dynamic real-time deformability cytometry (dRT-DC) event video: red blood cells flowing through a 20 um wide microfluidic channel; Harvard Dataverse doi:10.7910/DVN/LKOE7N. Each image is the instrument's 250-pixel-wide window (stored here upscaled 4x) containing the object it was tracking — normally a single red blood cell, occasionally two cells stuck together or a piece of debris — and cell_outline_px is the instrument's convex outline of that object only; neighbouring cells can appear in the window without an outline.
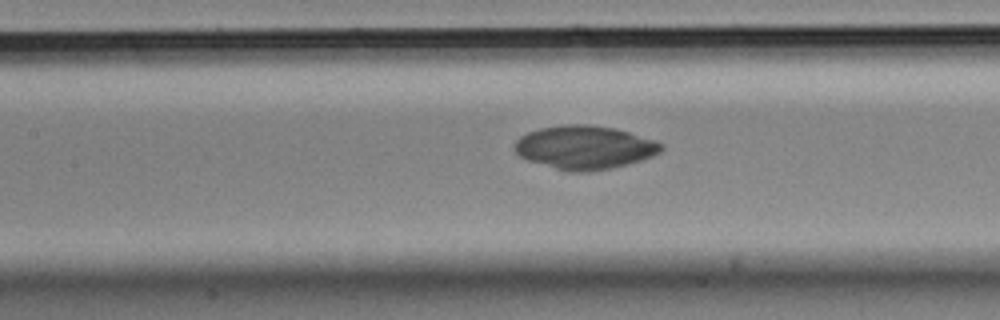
{"species": "Egyptian fruit bat (a non-hibernating species)", "species_latin": "Rousettus aegyptiacus", "temperature_condition": "cold", "stored_images_in_passage": 39, "camera_frame_rate_fps": 3000, "um_per_image_px": 0.085, "animal": {"sex": "male"}, "frame": {"image": 1, "passage_image": 8, "time_ms": 2.333, "image_size_px": [1000, 320], "cell_outline_px": [[664, 148], [660, 152], [652, 156], [640, 160], [612, 168], [588, 172], [568, 172], [528, 160], [520, 156], [516, 152], [516, 140], [520, 136], [528, 132], [540, 128], [564, 124], [584, 124], [616, 128], [656, 140], [664, 144]], "centroid_in_image_um": [49.72, 12.52], "position_along_channel_um": 157.7, "area_um2": 37.17}}
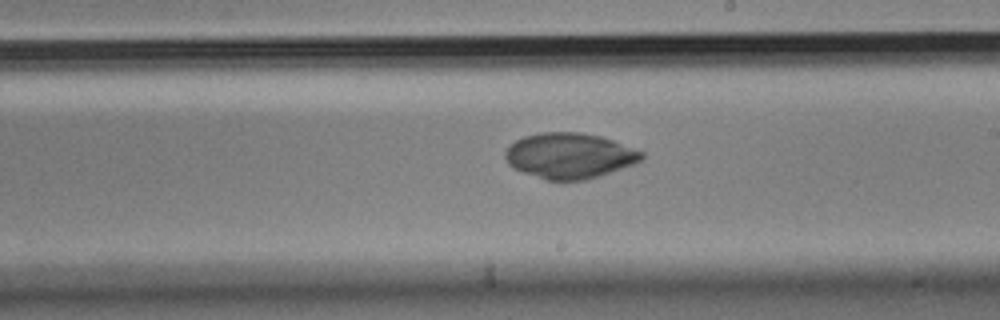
{"frame": {"image": 2, "passage_image": 15, "time_ms": 4.667, "image_size_px": [1000, 320], "cell_outline_px": [[644, 156], [640, 160], [632, 164], [584, 180], [560, 184], [544, 180], [524, 172], [508, 164], [504, 156], [504, 152], [516, 140], [524, 136], [540, 132], [580, 132], [600, 136], [612, 140], [644, 152]], "centroid_in_image_um": [48.36, 13.25], "position_along_channel_um": 240.6, "area_um2": 36.3}}
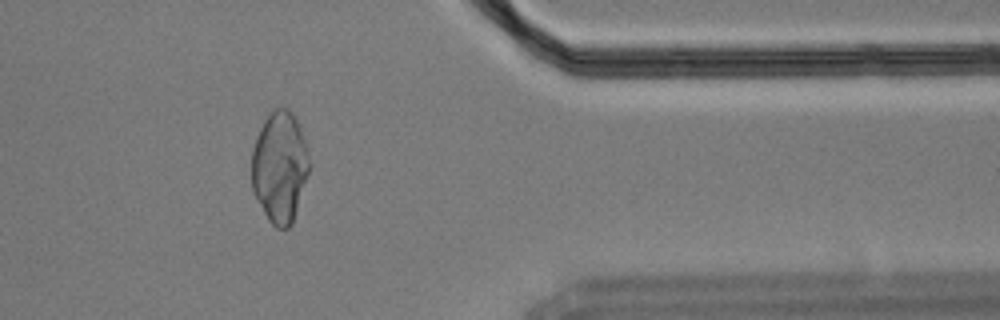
{"frame": {"image": 3, "passage_image": 29, "time_ms": 9.333, "image_size_px": [1000, 320], "cell_outline_px": [[308, 172], [292, 224], [288, 228], [276, 228], [268, 220], [252, 192], [252, 148], [256, 136], [264, 120], [276, 108], [288, 108], [292, 112], [300, 128], [304, 140], [308, 160]], "centroid_in_image_um": [23.74, 14.21], "position_along_channel_um": 387.7, "area_um2": 36.88}}